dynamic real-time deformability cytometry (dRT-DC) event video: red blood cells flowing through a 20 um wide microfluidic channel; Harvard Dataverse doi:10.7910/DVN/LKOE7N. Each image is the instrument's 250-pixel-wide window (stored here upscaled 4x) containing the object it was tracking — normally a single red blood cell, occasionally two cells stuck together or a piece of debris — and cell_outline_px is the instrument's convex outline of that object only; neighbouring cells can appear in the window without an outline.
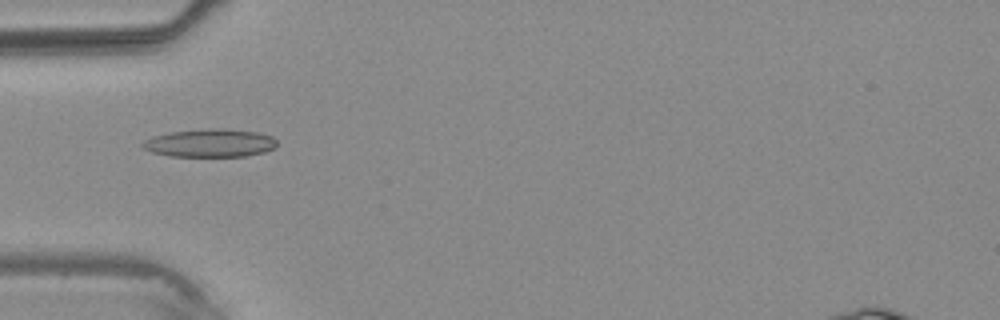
{"species": "common noctule bat (a hibernating species)", "species_latin": "Nyctalus noctula", "temperature_condition": "warm", "stored_images_in_passage": 3, "camera_frame_rate_fps": 3000, "um_per_image_px": 0.085, "animal": {"sex": "male", "body_mass_g": 20.4}, "frame": {"image": 1, "passage_image": 3, "time_ms": 2.333, "image_size_px": [1000, 320], "cell_outline_px": [[276, 148], [264, 152], [248, 156], [168, 156], [152, 152], [144, 148], [140, 144], [144, 140], [152, 136], [168, 132], [212, 128], [220, 128], [256, 132], [272, 136], [276, 140]], "centroid_in_image_um": [17.84, 12.16], "position_along_channel_um": 67.2, "area_um2": 22.08}}